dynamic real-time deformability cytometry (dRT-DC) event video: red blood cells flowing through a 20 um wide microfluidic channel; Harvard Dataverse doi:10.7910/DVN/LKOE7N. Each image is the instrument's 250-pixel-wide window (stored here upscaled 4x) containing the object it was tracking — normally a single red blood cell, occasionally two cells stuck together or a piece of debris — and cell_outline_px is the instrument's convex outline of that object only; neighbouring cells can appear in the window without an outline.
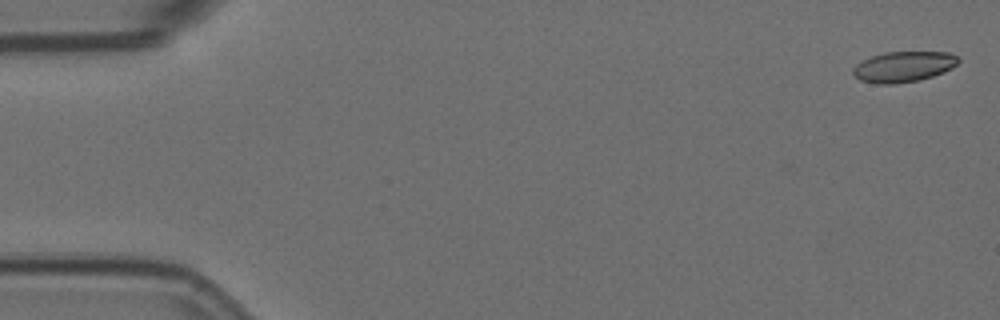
{"species": "Egyptian fruit bat (a non-hibernating species)", "species_latin": "Rousettus aegyptiacus", "temperature_condition": "room temperature", "stored_images_in_passage": 11, "camera_frame_rate_fps": 3000, "um_per_image_px": 0.085, "animal": {"sex": "female"}, "frame": {"image": 1, "passage_image": 1, "time_ms": 0.0, "image_size_px": [1000, 320], "cell_outline_px": [[960, 60], [952, 68], [944, 72], [932, 76], [916, 80], [892, 84], [876, 84], [860, 80], [852, 72], [852, 68], [856, 64], [872, 56], [884, 52], [948, 52], [956, 56]], "centroid_in_image_um": [76.78, 5.66], "position_along_channel_um": 8.2, "area_um2": 18.61}}
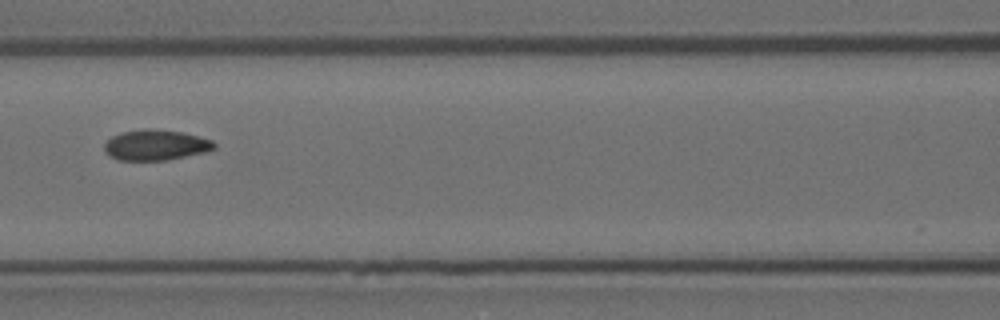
{"frame": {"image": 2, "passage_image": 7, "time_ms": 2.0, "image_size_px": [1000, 320], "cell_outline_px": [[216, 148], [204, 152], [168, 160], [116, 160], [108, 156], [104, 152], [104, 144], [112, 136], [120, 132], [140, 128], [152, 128], [184, 132], [212, 140], [216, 144]], "centroid_in_image_um": [13.2, 12.31], "position_along_channel_um": 153.4, "area_um2": 19.88}}
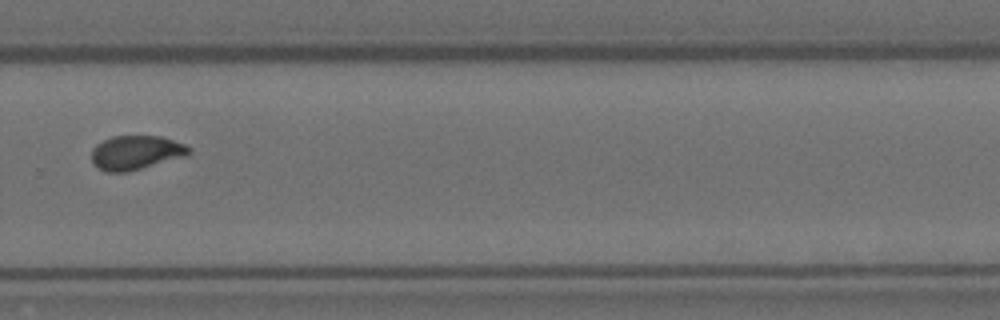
{"frame": {"image": 3, "passage_image": 11, "time_ms": 3.333, "image_size_px": [1000, 320], "cell_outline_px": [[192, 152], [184, 156], [128, 172], [108, 172], [100, 168], [92, 160], [92, 148], [96, 144], [112, 136], [160, 136], [184, 144]], "centroid_in_image_um": [11.53, 12.96], "position_along_channel_um": 318.3, "area_um2": 19.02}}